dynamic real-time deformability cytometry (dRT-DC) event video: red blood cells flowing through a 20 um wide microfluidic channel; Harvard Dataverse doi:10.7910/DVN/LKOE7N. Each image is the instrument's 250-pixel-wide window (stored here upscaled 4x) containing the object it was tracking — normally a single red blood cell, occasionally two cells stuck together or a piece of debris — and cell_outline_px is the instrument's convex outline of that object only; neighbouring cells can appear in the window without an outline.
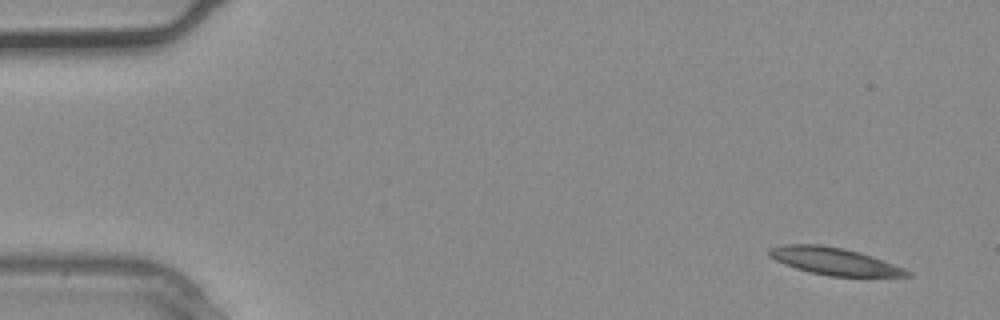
{"species": "common noctule bat (a hibernating species)", "species_latin": "Nyctalus noctula", "temperature_condition": "warm", "stored_images_in_passage": 2, "camera_frame_rate_fps": 3000, "um_per_image_px": 0.085, "animal": {"sex": "male", "body_mass_g": 20.4}, "frame": {"image": 1, "passage_image": 1, "time_ms": 0.0, "image_size_px": [1000, 320], "cell_outline_px": [[912, 276], [828, 276], [796, 268], [784, 264], [768, 256], [768, 248], [784, 244], [820, 244], [844, 248], [860, 252], [872, 256], [904, 268], [912, 272]], "centroid_in_image_um": [70.89, 22.19], "position_along_channel_um": 14.1, "area_um2": 21.85}}